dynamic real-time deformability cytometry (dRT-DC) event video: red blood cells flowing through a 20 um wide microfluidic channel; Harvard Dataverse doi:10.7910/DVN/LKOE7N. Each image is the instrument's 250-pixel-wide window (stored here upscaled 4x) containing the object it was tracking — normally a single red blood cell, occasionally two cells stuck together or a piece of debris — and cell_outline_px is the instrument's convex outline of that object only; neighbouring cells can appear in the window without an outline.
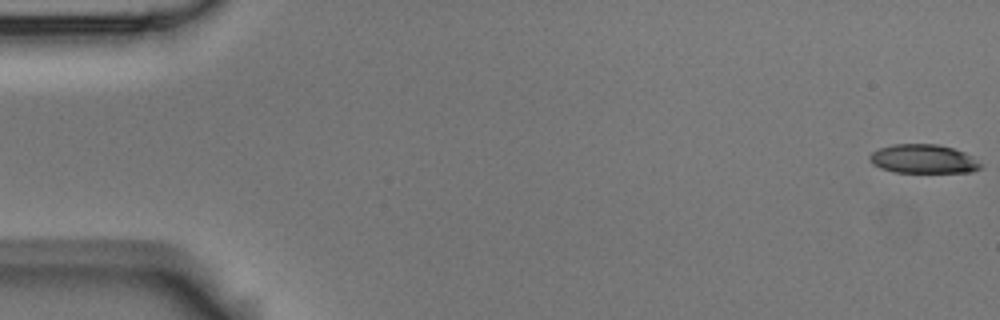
{"species": "Egyptian fruit bat (a non-hibernating species)", "species_latin": "Rousettus aegyptiacus", "temperature_condition": "room temperature", "stored_images_in_passage": 3, "camera_frame_rate_fps": 3000, "um_per_image_px": 0.085, "animal": {"sex": "male"}, "frame": {"image": 1, "passage_image": 1, "time_ms": 0.0, "image_size_px": [1000, 320], "cell_outline_px": [[984, 164], [980, 168], [972, 172], [892, 172], [880, 168], [872, 164], [868, 160], [868, 156], [872, 152], [880, 148], [892, 144], [936, 144], [952, 148], [964, 152], [972, 156]], "centroid_in_image_um": [78.47, 13.51], "position_along_channel_um": 6.5, "area_um2": 18.84}}